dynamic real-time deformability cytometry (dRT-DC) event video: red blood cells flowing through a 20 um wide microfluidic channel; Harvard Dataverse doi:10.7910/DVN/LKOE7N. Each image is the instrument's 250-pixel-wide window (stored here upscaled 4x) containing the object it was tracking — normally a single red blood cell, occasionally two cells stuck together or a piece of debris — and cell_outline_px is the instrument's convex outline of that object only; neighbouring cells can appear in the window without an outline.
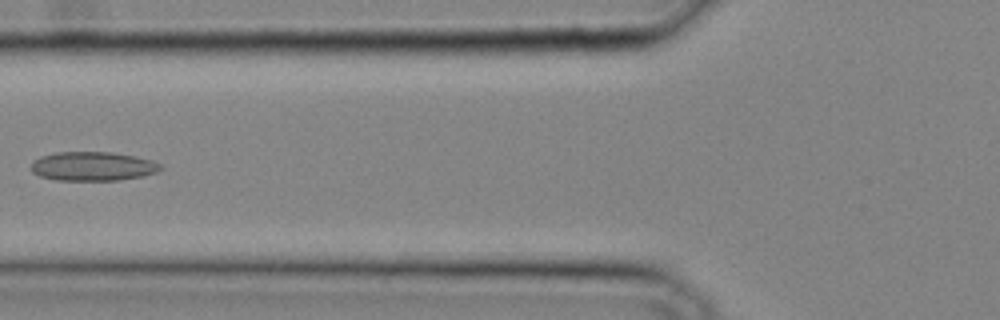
{"species": "common noctule bat (a hibernating species)", "species_latin": "Nyctalus noctula", "temperature_condition": "cold", "stored_images_in_passage": 34, "camera_frame_rate_fps": 3000, "um_per_image_px": 0.085, "animal": {"sex": "male", "body_mass_g": 20.4}, "frame": {"image": 1, "passage_image": 13, "time_ms": 4.0, "image_size_px": [1000, 320], "cell_outline_px": [[164, 168], [156, 172], [144, 176], [116, 180], [56, 180], [40, 176], [32, 172], [32, 160], [40, 156], [56, 152], [112, 152], [136, 156], [152, 160], [160, 164]], "centroid_in_image_um": [7.89, 14.13], "position_along_channel_um": 117.9, "area_um2": 22.02}}
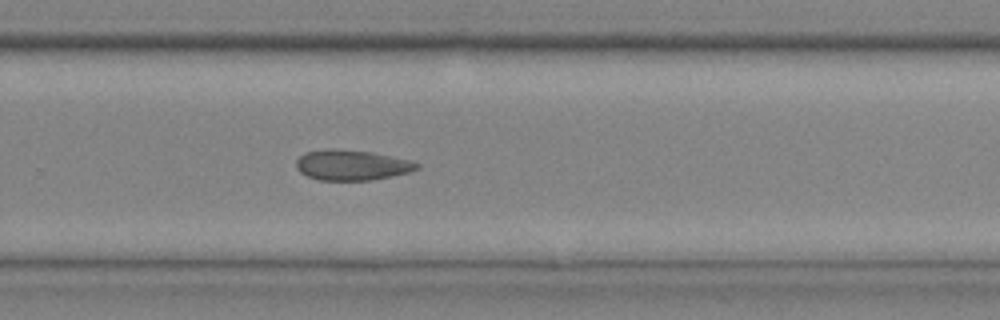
{"frame": {"image": 2, "passage_image": 23, "time_ms": 7.333, "image_size_px": [1000, 320], "cell_outline_px": [[420, 168], [408, 172], [392, 176], [372, 180], [320, 180], [308, 176], [300, 172], [296, 168], [296, 160], [304, 152], [328, 148], [332, 148], [368, 152], [408, 160], [420, 164]], "centroid_in_image_um": [29.85, 14.03], "position_along_channel_um": 299.9, "area_um2": 21.15}}
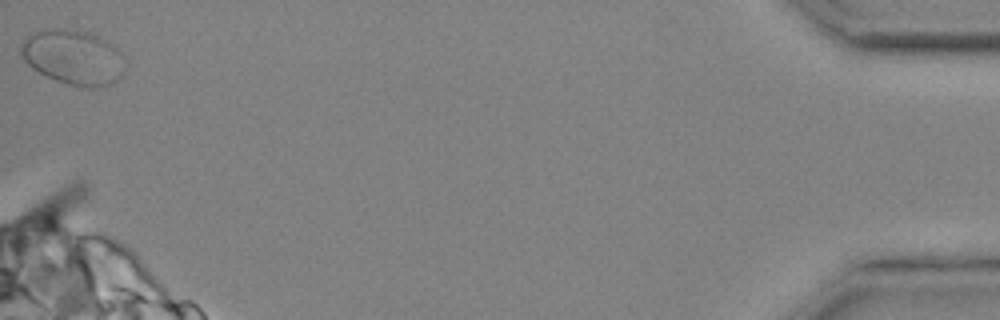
{"frame": {"image": 3, "passage_image": 34, "time_ms": 11.0, "image_size_px": [1000, 320], "cell_outline_px": [[128, 64], [124, 76], [104, 88], [88, 88], [68, 84], [56, 80], [32, 68], [20, 56], [20, 44], [24, 36], [32, 32], [52, 28], [64, 28], [84, 32], [96, 36], [116, 48], [124, 56]], "centroid_in_image_um": [6.25, 4.89], "position_along_channel_um": 429.0, "area_um2": 33.81}}